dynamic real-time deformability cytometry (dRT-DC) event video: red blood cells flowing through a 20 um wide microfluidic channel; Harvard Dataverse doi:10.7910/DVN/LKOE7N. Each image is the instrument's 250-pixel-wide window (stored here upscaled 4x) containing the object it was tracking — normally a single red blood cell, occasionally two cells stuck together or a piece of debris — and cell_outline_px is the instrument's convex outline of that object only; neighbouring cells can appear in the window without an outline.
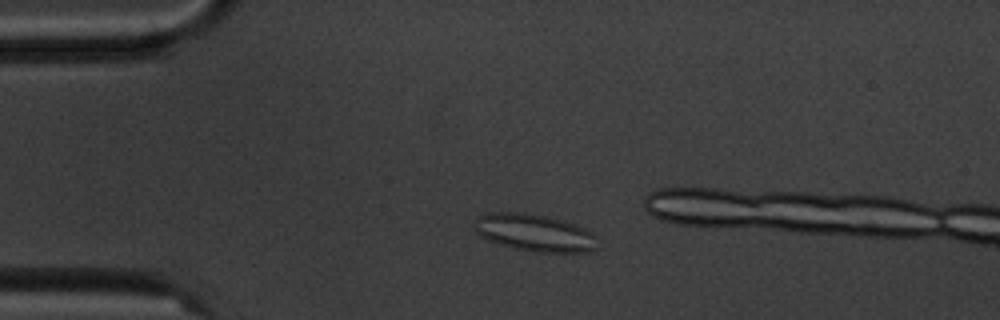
{"species": "common noctule bat (a hibernating species)", "species_latin": "Nyctalus noctula", "temperature_condition": "cold", "stored_images_in_passage": 4, "camera_frame_rate_fps": 3000, "um_per_image_px": 0.085, "animal": {"sex": "male", "body_mass_g": 20.1, "forearm_length_mm": 53.5}, "frame": {"image": 1, "passage_image": 2, "time_ms": 1.0, "image_size_px": [1000, 320], "cell_outline_px": [[596, 248], [588, 252], [536, 252], [516, 248], [500, 244], [488, 240], [480, 236], [476, 232], [472, 224], [476, 216], [488, 212], [520, 212], [544, 216], [560, 220], [584, 228], [592, 232], [596, 236]], "centroid_in_image_um": [45.37, 19.77], "position_along_channel_um": 39.6, "area_um2": 26.65}}